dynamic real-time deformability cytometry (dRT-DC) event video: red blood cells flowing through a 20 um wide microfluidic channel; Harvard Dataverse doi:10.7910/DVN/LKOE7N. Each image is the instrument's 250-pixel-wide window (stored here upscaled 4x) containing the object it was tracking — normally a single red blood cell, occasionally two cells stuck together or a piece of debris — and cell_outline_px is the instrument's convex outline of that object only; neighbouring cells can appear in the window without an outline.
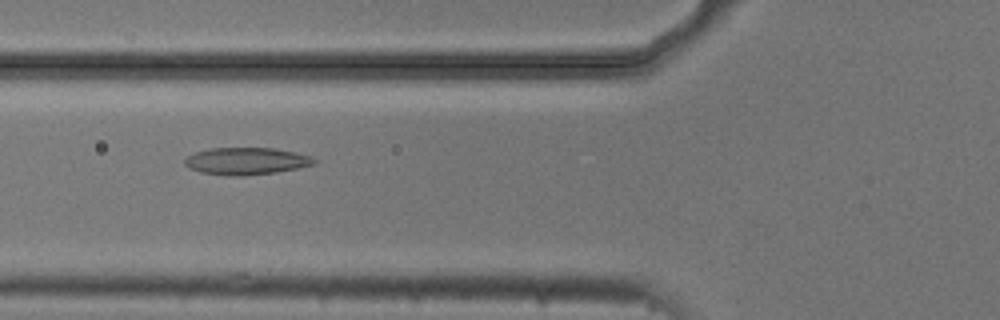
{"species": "common noctule bat (a hibernating species)", "species_latin": "Nyctalus noctula", "temperature_condition": "cold", "stored_images_in_passage": 12, "camera_frame_rate_fps": 3000, "um_per_image_px": 0.085, "animal": {"sex": "male", "body_mass_g": 20.5, "forearm_length_mm": 52.5}, "frame": {"image": 1, "passage_image": 3, "time_ms": 0.667, "image_size_px": [1000, 320], "cell_outline_px": [[316, 164], [276, 172], [240, 176], [228, 176], [200, 172], [188, 168], [184, 164], [184, 160], [188, 156], [196, 152], [208, 148], [272, 148], [312, 156], [316, 160]], "centroid_in_image_um": [20.9, 13.69], "position_along_channel_um": 104.9, "area_um2": 20.4}}
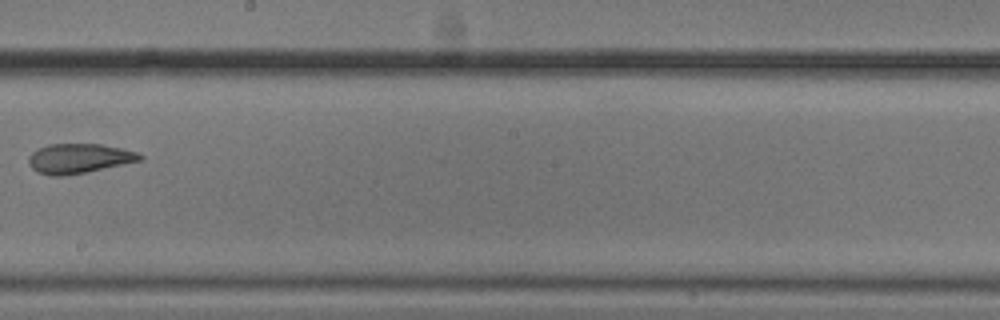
{"frame": {"image": 2, "passage_image": 6, "time_ms": 1.667, "image_size_px": [1000, 320], "cell_outline_px": [[144, 160], [64, 176], [52, 176], [36, 172], [28, 164], [28, 156], [36, 148], [48, 144], [100, 144], [124, 148], [136, 152], [144, 156]], "centroid_in_image_um": [6.69, 13.46], "position_along_channel_um": 241.5, "area_um2": 19.42}}
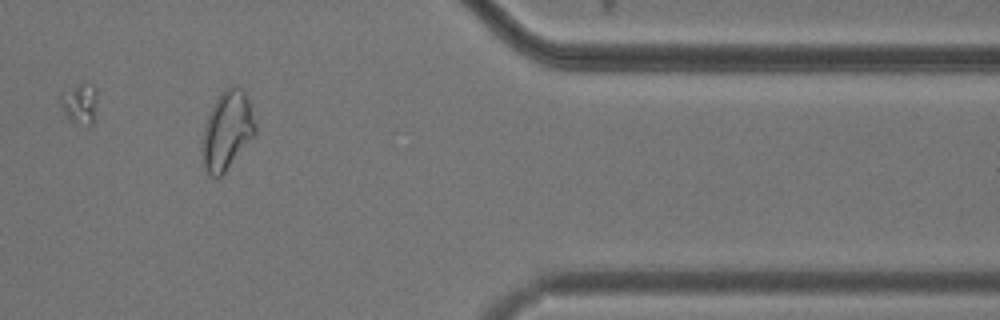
{"frame": {"image": 3, "passage_image": 10, "time_ms": 3.0, "image_size_px": [1000, 320], "cell_outline_px": [[256, 136], [224, 172], [216, 180], [204, 168], [200, 148], [204, 124], [220, 92], [224, 88], [232, 84], [236, 84], [244, 92], [248, 100], [256, 124]], "centroid_in_image_um": [19.29, 11.1], "position_along_channel_um": 392.1, "area_um2": 24.68}}